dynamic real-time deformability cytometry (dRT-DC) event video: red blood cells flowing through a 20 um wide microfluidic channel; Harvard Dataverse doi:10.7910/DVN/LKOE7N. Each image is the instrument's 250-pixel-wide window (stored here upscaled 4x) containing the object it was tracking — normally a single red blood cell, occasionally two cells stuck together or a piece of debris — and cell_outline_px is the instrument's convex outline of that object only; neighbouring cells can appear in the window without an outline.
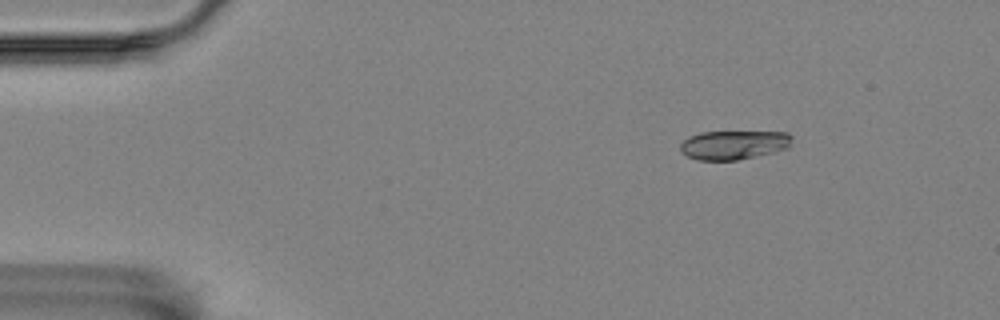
{"species": "Egyptian fruit bat (a non-hibernating species)", "species_latin": "Rousettus aegyptiacus", "temperature_condition": "room temperature", "stored_images_in_passage": 50, "camera_frame_rate_fps": 3000, "um_per_image_px": 0.085, "animal": {"sex": "female"}, "frame": {"image": 1, "passage_image": 1, "time_ms": 0.0, "image_size_px": [1000, 320], "cell_outline_px": [[792, 136], [788, 148], [776, 152], [736, 160], [700, 160], [688, 156], [680, 152], [680, 144], [688, 136], [700, 132], [788, 132]], "centroid_in_image_um": [62.36, 12.31], "position_along_channel_um": 22.6, "area_um2": 18.9}}
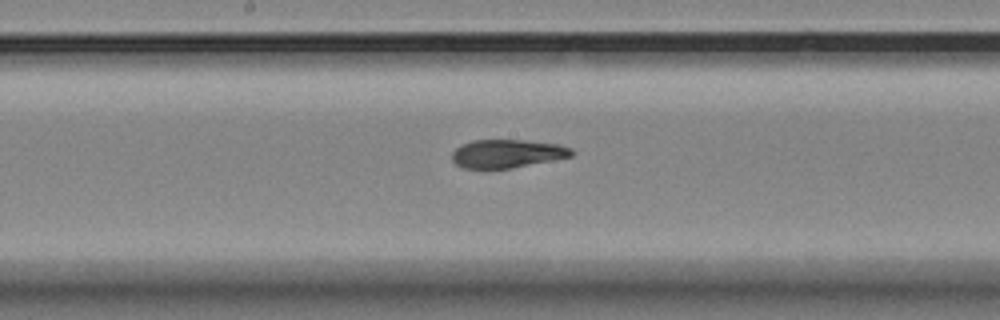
{"frame": {"image": 2, "passage_image": 23, "time_ms": 7.333, "image_size_px": [1000, 320], "cell_outline_px": [[576, 152], [572, 156], [512, 168], [460, 168], [452, 160], [452, 152], [460, 144], [472, 140], [524, 140], [560, 144], [572, 148]], "centroid_in_image_um": [43.11, 13.05], "position_along_channel_um": 205.1, "area_um2": 19.88}}
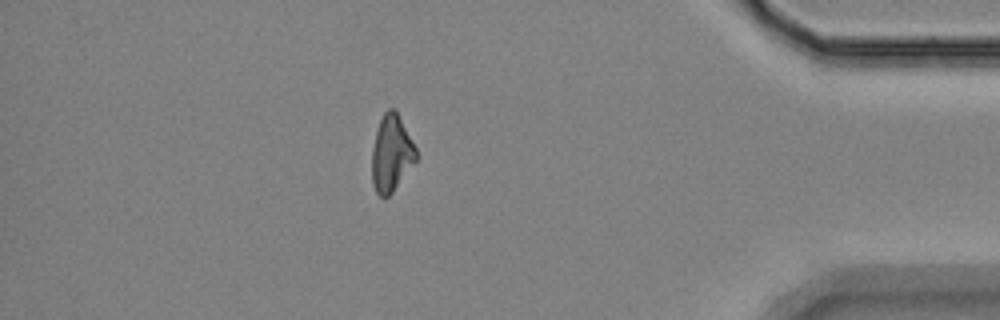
{"frame": {"image": 3, "passage_image": 43, "time_ms": 14.0, "image_size_px": [1000, 320], "cell_outline_px": [[416, 160], [392, 192], [388, 196], [380, 196], [376, 192], [372, 184], [372, 148], [376, 132], [380, 120], [384, 112], [388, 108], [392, 108], [396, 112], [416, 148]], "centroid_in_image_um": [33.24, 13.05], "position_along_channel_um": 402.0, "area_um2": 19.19}, "authors_computed_cell_mechanics": {"area_um2": 20.2589, "velocity_mm_per_s": 3.5236, "shape_relaxation_time_tau1_ms": 6.0411, "shape_relaxation_time_tau2_ms": 1.5296, "deformation_change_tau1": 0.1894, "deformation_change_tau2": 0.0801}}